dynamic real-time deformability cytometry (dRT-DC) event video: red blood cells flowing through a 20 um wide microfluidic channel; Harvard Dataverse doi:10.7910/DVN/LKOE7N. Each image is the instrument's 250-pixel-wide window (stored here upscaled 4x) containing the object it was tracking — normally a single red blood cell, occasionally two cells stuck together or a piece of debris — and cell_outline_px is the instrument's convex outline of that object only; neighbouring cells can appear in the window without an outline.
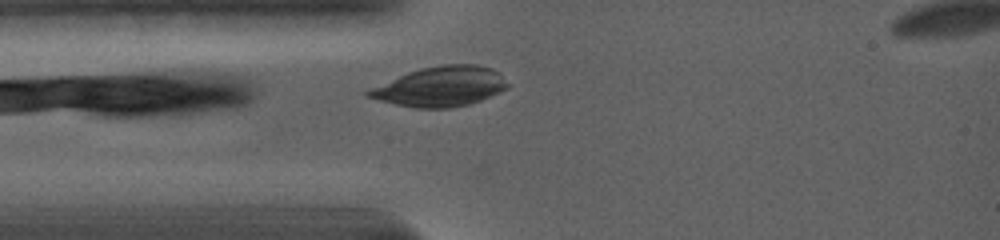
{"species": "common noctule bat (a hibernating species)", "species_latin": "Nyctalus noctula", "temperature_condition": "warm", "stored_images_in_passage": 12, "camera_frame_rate_fps": 5000, "um_per_image_px": 0.085, "animal": {"sex": "female", "body_mass_g": 19.0, "forearm_length_mm": 56.7}, "frame": {"image": 1, "passage_image": 6, "time_ms": 0.8, "image_size_px": [1000, 240], "cell_outline_px": [[508, 88], [480, 100], [468, 104], [448, 108], [416, 108], [396, 104], [364, 96], [364, 92], [372, 88], [408, 72], [420, 68], [444, 64], [476, 64], [492, 68], [500, 72], [508, 84]], "centroid_in_image_um": [37.47, 7.35], "position_along_channel_um": 47.5, "area_um2": 32.08}}